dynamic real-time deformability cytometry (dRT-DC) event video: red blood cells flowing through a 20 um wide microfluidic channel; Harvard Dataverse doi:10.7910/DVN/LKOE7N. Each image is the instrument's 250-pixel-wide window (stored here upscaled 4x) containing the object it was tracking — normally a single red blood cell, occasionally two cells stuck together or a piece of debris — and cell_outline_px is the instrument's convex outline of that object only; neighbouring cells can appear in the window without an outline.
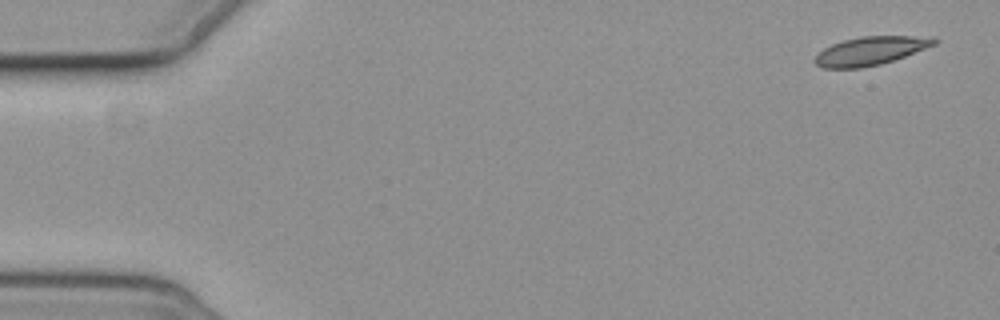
{"species": "common noctule bat (a hibernating species)", "species_latin": "Nyctalus noctula", "temperature_condition": "cold", "stored_images_in_passage": 4, "camera_frame_rate_fps": 3000, "um_per_image_px": 0.085, "animal": {"sex": "female", "body_mass_g": 19.3, "forearm_length_mm": 54.1}, "frame": {"image": 1, "passage_image": 1, "time_ms": 0.0, "image_size_px": [1000, 320], "cell_outline_px": [[940, 40], [936, 44], [904, 56], [880, 64], [860, 68], [820, 68], [812, 60], [824, 48], [832, 44], [844, 40], [860, 36], [936, 36]], "centroid_in_image_um": [74.01, 4.31], "position_along_channel_um": 11.0, "area_um2": 19.83}}